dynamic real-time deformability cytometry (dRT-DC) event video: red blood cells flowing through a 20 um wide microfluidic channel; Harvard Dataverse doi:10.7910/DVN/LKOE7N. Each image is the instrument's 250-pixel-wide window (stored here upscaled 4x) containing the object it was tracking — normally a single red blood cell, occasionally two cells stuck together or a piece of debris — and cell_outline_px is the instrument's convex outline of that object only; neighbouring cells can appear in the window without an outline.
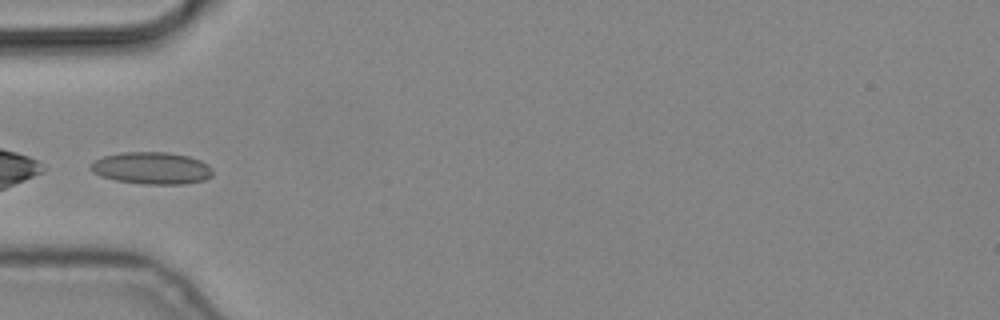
{"species": "common noctule bat (a hibernating species)", "species_latin": "Nyctalus noctula", "temperature_condition": "cold", "stored_images_in_passage": 5, "camera_frame_rate_fps": 3000, "um_per_image_px": 0.085, "animal": {"sex": "male", "body_mass_g": 19.2, "forearm_length_mm": 51.8}, "frame": {"image": 1, "passage_image": 5, "time_ms": 1.333, "image_size_px": [1000, 320], "cell_outline_px": [[212, 176], [204, 180], [184, 184], [144, 184], [116, 180], [100, 176], [92, 172], [88, 168], [96, 160], [104, 156], [124, 152], [168, 152], [188, 156], [200, 160], [208, 164], [212, 168]], "centroid_in_image_um": [12.91, 14.29], "position_along_channel_um": 72.1, "area_um2": 22.83}}